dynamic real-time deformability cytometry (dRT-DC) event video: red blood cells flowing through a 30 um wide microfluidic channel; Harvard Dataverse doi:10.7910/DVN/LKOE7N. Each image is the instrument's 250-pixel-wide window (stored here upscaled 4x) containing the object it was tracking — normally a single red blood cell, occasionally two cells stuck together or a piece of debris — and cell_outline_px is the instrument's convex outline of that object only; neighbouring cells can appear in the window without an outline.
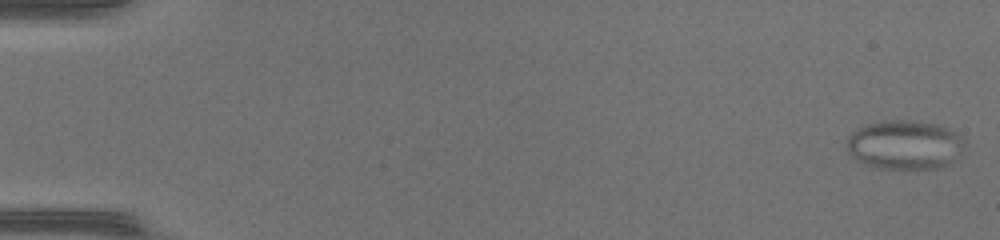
{"species": "common noctule bat (a hibernating species)", "species_latin": "Nyctalus noctula", "temperature_condition": "warm", "stored_images_in_passage": 49, "camera_frame_rate_fps": 3000, "um_per_image_px": 0.085, "animal": {"sex": "female", "body_mass_g": 17.0, "forearm_length_mm": 48.0}, "frame": {"image": 1, "passage_image": 1, "time_ms": 0.0, "image_size_px": [1000, 240], "cell_outline_px": [[964, 144], [952, 164], [940, 168], [904, 172], [880, 168], [856, 160], [848, 152], [848, 136], [852, 132], [868, 124], [884, 120], [908, 120], [936, 124], [948, 128], [956, 132], [964, 140]], "centroid_in_image_um": [76.93, 12.36], "position_along_channel_um": 8.1, "area_um2": 34.33}}
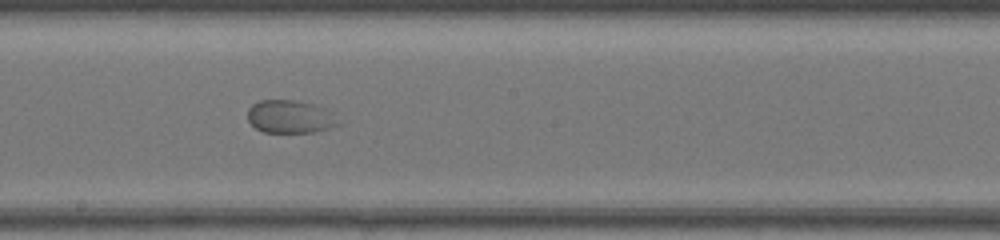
{"frame": {"image": 2, "passage_image": 28, "time_ms": 9.0, "image_size_px": [1000, 240], "cell_outline_px": [[340, 124], [328, 128], [312, 132], [264, 132], [256, 128], [248, 120], [248, 108], [252, 104], [260, 100], [292, 100], [312, 104], [324, 108], [332, 112]], "centroid_in_image_um": [24.64, 9.91], "position_along_channel_um": 223.6, "area_um2": 17.22}}
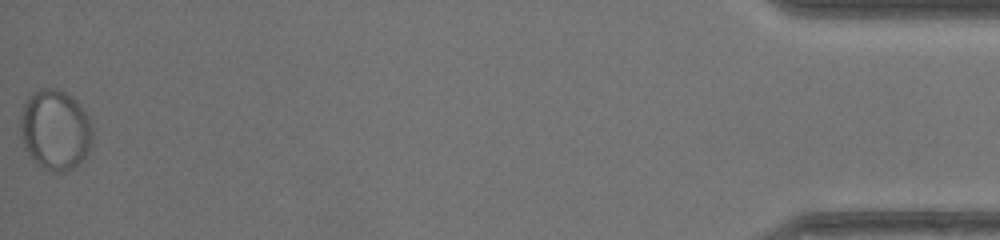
{"frame": {"image": 3, "passage_image": 49, "time_ms": 16.0, "image_size_px": [1000, 240], "cell_outline_px": [[92, 140], [88, 152], [76, 168], [64, 172], [52, 172], [40, 168], [32, 160], [24, 148], [20, 136], [20, 120], [24, 104], [40, 88], [56, 88], [64, 92], [76, 100], [80, 104], [88, 116], [92, 128]], "centroid_in_image_um": [4.69, 11.09], "position_along_channel_um": 430.5, "area_um2": 34.1}}